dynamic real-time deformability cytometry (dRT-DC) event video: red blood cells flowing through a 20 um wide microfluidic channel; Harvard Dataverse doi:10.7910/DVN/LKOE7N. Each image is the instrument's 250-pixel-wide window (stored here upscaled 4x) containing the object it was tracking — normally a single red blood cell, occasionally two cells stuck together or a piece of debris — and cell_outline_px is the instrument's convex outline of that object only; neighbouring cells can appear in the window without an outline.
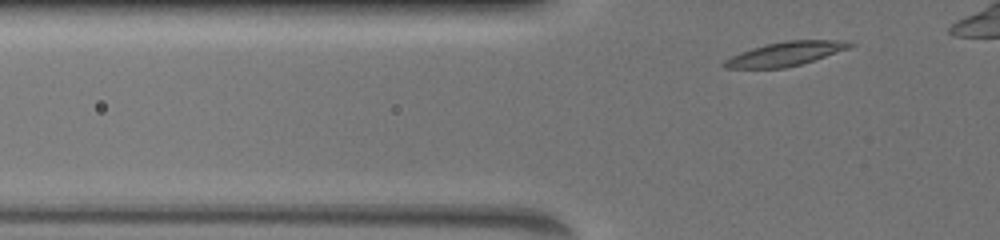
{"species": "common noctule bat (a hibernating species)", "species_latin": "Nyctalus noctula", "temperature_condition": "warm", "stored_images_in_passage": 21, "camera_frame_rate_fps": 3000, "um_per_image_px": 0.085, "animal": {"sex": "female", "body_mass_g": 19.5, "forearm_length_mm": 54.1}, "frame": {"image": 1, "passage_image": 2, "time_ms": 0.333, "image_size_px": [1000, 240], "cell_outline_px": [[856, 44], [848, 48], [800, 64], [784, 68], [724, 68], [720, 64], [724, 60], [740, 52], [752, 48], [768, 44], [788, 40], [848, 40]], "centroid_in_image_um": [66.73, 4.57], "position_along_channel_um": 59.1, "area_um2": 17.34}}
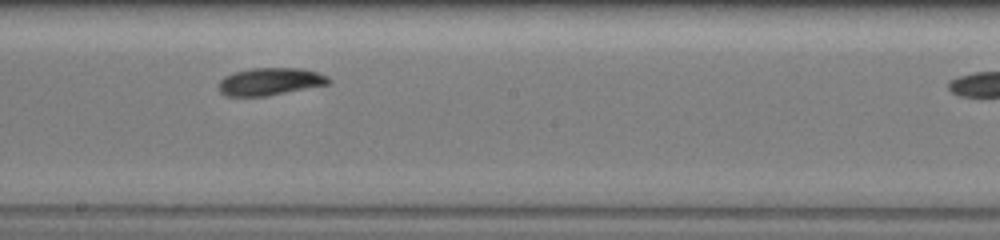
{"frame": {"image": 2, "passage_image": 10, "time_ms": 5.0, "image_size_px": [1000, 240], "cell_outline_px": [[332, 80], [328, 84], [264, 96], [228, 96], [220, 92], [220, 80], [224, 76], [232, 72], [252, 68], [304, 68], [328, 76]], "centroid_in_image_um": [22.95, 6.91], "position_along_channel_um": 225.2, "area_um2": 17.46}}
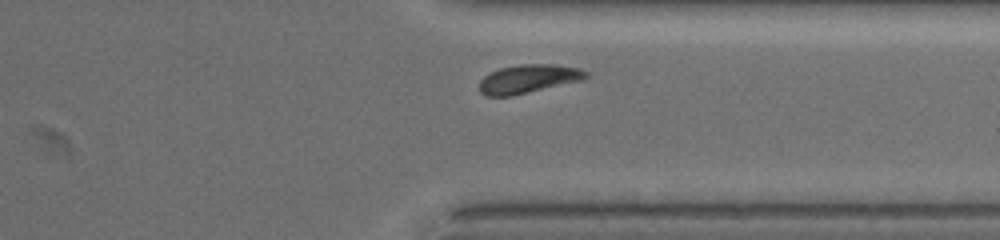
{"frame": {"image": 3, "passage_image": 18, "time_ms": 8.667, "image_size_px": [1000, 240], "cell_outline_px": [[588, 76], [584, 80], [512, 96], [484, 96], [480, 92], [480, 80], [484, 76], [500, 68], [520, 64], [556, 64], [580, 68], [588, 72]], "centroid_in_image_um": [44.94, 6.7], "position_along_channel_um": 366.5, "area_um2": 17.92}}